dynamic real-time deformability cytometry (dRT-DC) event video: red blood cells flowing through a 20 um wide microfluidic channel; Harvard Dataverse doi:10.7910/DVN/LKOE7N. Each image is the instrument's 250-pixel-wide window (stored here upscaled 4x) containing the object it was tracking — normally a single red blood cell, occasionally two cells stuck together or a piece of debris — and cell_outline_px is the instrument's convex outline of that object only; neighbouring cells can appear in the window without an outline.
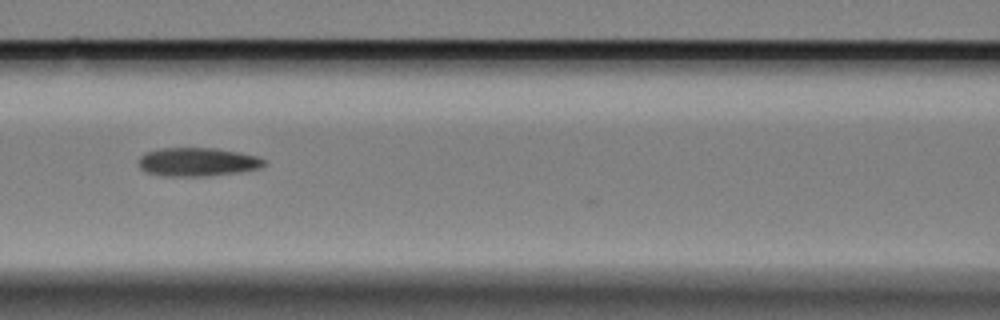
{"species": "Egyptian fruit bat (a non-hibernating species)", "species_latin": "Rousettus aegyptiacus", "temperature_condition": "cold", "stored_images_in_passage": 30, "camera_frame_rate_fps": 3000, "um_per_image_px": 0.085, "animal": {"sex": "female"}, "frame": {"image": 1, "passage_image": 6, "time_ms": 1.667, "image_size_px": [1000, 320], "cell_outline_px": [[268, 164], [260, 168], [240, 172], [204, 176], [164, 176], [148, 172], [140, 168], [140, 156], [148, 152], [164, 148], [216, 148], [240, 152], [260, 156], [268, 160]], "centroid_in_image_um": [16.9, 13.76], "position_along_channel_um": 149.7, "area_um2": 20.98}}
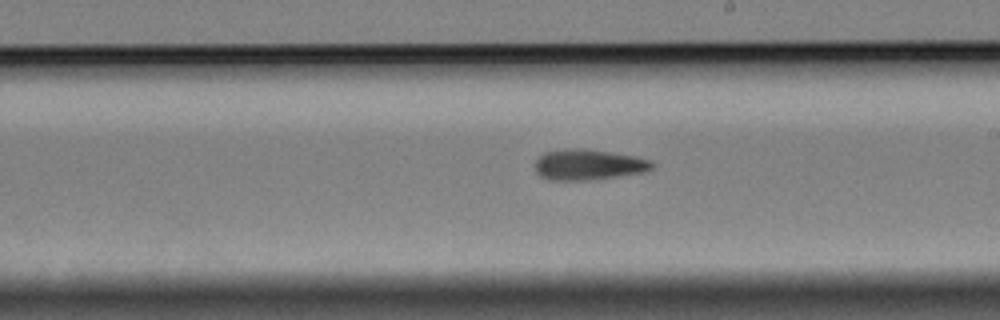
{"frame": {"image": 2, "passage_image": 14, "time_ms": 4.333, "image_size_px": [1000, 320], "cell_outline_px": [[656, 164], [648, 172], [620, 176], [588, 180], [548, 180], [540, 176], [536, 172], [536, 160], [544, 152], [576, 148], [584, 148], [632, 156], [652, 160]], "centroid_in_image_um": [50.05, 14.01], "position_along_channel_um": 239.0, "area_um2": 20.92}}
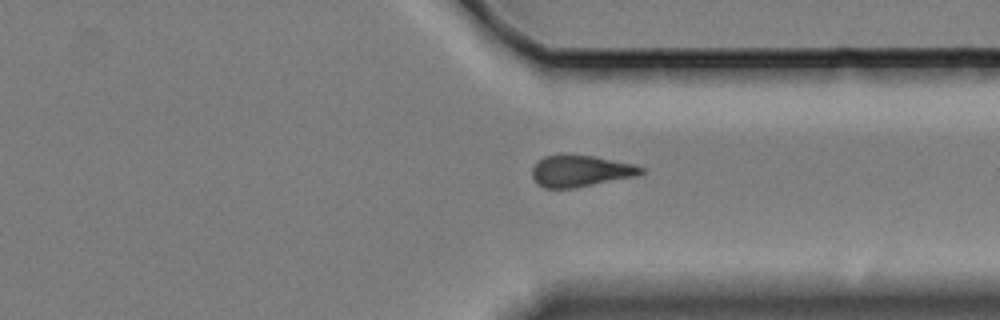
{"frame": {"image": 3, "passage_image": 25, "time_ms": 8.0, "image_size_px": [1000, 320], "cell_outline_px": [[644, 172], [636, 176], [572, 188], [544, 188], [536, 184], [532, 176], [532, 168], [544, 156], [564, 152], [592, 156], [636, 164], [644, 168]], "centroid_in_image_um": [49.32, 14.51], "position_along_channel_um": 362.1, "area_um2": 20.29}, "authors_computed_cell_mechanics": {"area_um2": 20.4901, "velocity_mm_per_s": 3.3531, "shape_relaxation_time_tau1_ms": null, "shape_relaxation_time_tau2_ms": 11.1699, "deformation_change_tau1": null, "deformation_change_tau2": 0.1763}}